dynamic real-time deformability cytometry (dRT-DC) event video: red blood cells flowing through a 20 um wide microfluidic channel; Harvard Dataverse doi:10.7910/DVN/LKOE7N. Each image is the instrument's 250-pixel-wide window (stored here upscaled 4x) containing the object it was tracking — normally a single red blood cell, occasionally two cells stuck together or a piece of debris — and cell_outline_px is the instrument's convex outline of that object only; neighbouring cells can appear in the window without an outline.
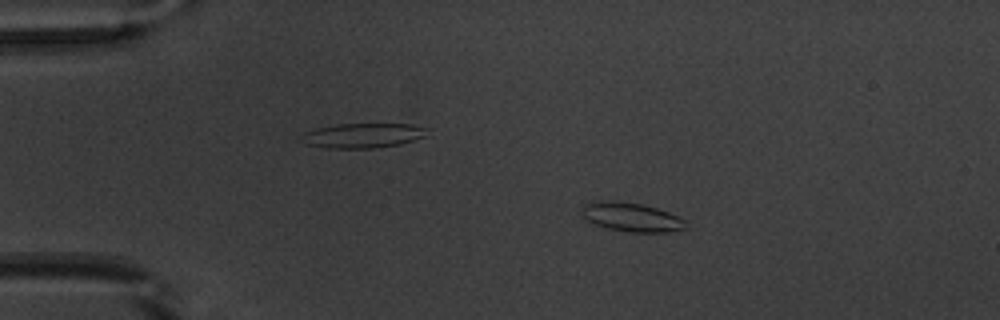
{"species": "common noctule bat (a hibernating species)", "species_latin": "Nyctalus noctula", "temperature_condition": "warm", "stored_images_in_passage": 17, "camera_frame_rate_fps": 3000, "um_per_image_px": 0.085, "animal": {"sex": "male", "body_mass_g": 20.1, "forearm_length_mm": 53.5}, "frame": {"image": 1, "passage_image": 10, "time_ms": 3.0, "image_size_px": [1000, 320], "cell_outline_px": [[688, 228], [668, 232], [628, 232], [608, 228], [596, 224], [588, 220], [584, 216], [584, 204], [600, 200], [608, 200], [640, 204], [656, 208], [668, 212], [684, 220]], "centroid_in_image_um": [53.71, 18.46], "position_along_channel_um": 31.3, "area_um2": 17.17}}